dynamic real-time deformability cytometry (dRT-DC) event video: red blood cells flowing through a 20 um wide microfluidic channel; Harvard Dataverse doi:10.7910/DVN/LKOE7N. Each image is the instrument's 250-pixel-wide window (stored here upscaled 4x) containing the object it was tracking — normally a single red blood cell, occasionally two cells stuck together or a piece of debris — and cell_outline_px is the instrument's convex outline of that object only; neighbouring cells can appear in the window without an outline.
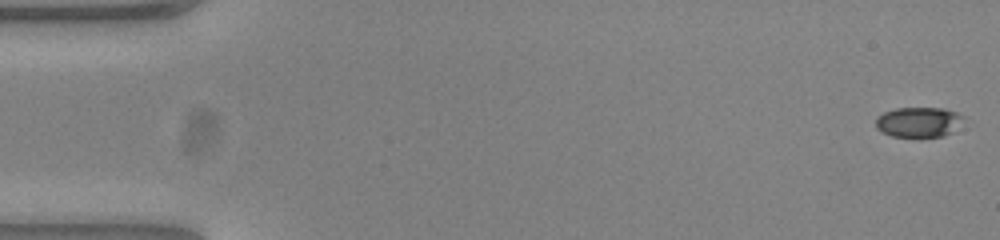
{"species": "common noctule bat (a hibernating species)", "species_latin": "Nyctalus noctula", "temperature_condition": "warm", "stored_images_in_passage": 53, "camera_frame_rate_fps": 3000, "um_per_image_px": 0.085, "animal": {"sex": "female", "body_mass_g": 23.0, "forearm_length_mm": 53.4}, "frame": {"image": 1, "passage_image": 1, "time_ms": 0.0, "image_size_px": [1000, 240], "cell_outline_px": [[964, 116], [952, 132], [944, 136], [892, 136], [876, 128], [876, 116], [884, 112], [896, 108], [944, 108], [956, 112]], "centroid_in_image_um": [78.05, 10.36], "position_along_channel_um": 6.9, "area_um2": 15.14}}
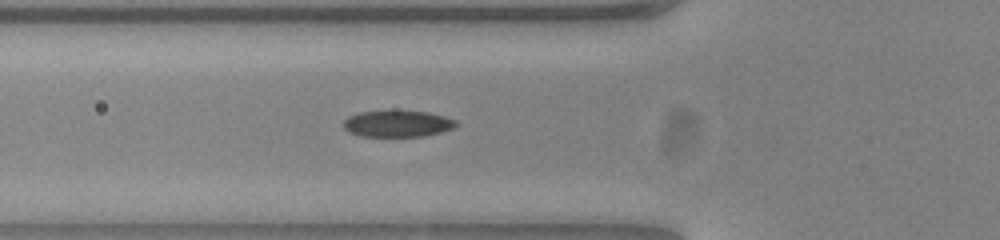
{"frame": {"image": 2, "passage_image": 19, "time_ms": 6.0, "image_size_px": [1000, 240], "cell_outline_px": [[460, 124], [456, 128], [424, 136], [360, 136], [348, 132], [344, 128], [344, 120], [348, 116], [360, 112], [428, 112], [444, 116], [456, 120]], "centroid_in_image_um": [33.83, 10.53], "position_along_channel_um": 92.0, "area_um2": 17.17}}
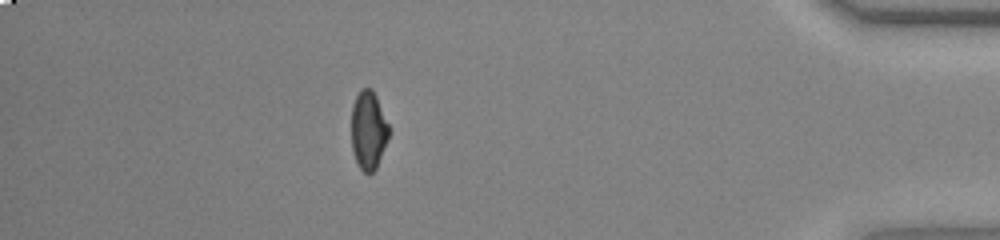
{"frame": {"image": 3, "passage_image": 47, "time_ms": 15.333, "image_size_px": [1000, 240], "cell_outline_px": [[388, 140], [376, 168], [372, 172], [364, 172], [356, 164], [352, 148], [352, 104], [360, 88], [372, 88], [376, 96], [388, 124]], "centroid_in_image_um": [31.3, 11.06], "position_along_channel_um": 403.9, "area_um2": 17.05}, "authors_computed_cell_mechanics": {"area_um2": 17.629, "velocity_mm_per_s": 3.863, "shape_relaxation_time_tau1_ms": 3.8111, "shape_relaxation_time_tau2_ms": 1.3218, "deformation_change_tau1": 0.1602, "deformation_change_tau2": 0.063}}